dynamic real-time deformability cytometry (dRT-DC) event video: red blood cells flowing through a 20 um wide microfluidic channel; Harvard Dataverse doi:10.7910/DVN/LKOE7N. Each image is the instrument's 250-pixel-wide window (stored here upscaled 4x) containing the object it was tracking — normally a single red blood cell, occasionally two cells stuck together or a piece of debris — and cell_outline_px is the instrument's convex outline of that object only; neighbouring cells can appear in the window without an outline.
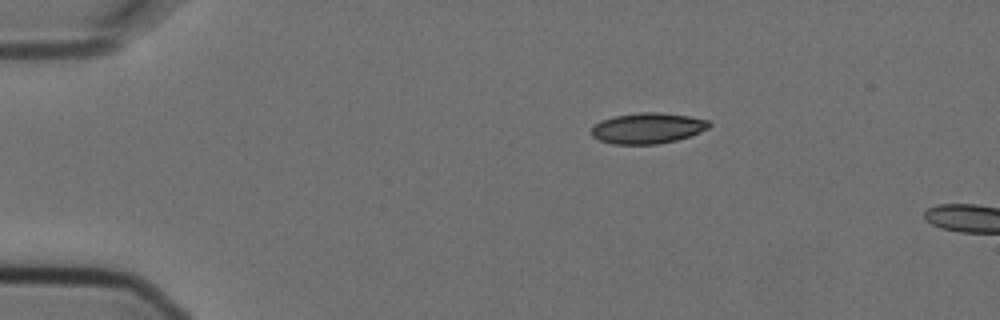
{"species": "Egyptian fruit bat (a non-hibernating species)", "species_latin": "Rousettus aegyptiacus", "temperature_condition": "cold", "stored_images_in_passage": 2, "camera_frame_rate_fps": 3000, "um_per_image_px": 0.085, "animal": {"sex": "female"}, "frame": {"image": 1, "passage_image": 1, "time_ms": 0.0, "image_size_px": [1000, 320], "cell_outline_px": [[712, 124], [708, 128], [700, 132], [676, 140], [656, 144], [612, 144], [600, 140], [592, 136], [592, 128], [600, 120], [612, 116], [640, 112], [656, 112], [688, 116], [708, 120]], "centroid_in_image_um": [55.03, 10.89], "position_along_channel_um": 30.0, "area_um2": 20.98}}